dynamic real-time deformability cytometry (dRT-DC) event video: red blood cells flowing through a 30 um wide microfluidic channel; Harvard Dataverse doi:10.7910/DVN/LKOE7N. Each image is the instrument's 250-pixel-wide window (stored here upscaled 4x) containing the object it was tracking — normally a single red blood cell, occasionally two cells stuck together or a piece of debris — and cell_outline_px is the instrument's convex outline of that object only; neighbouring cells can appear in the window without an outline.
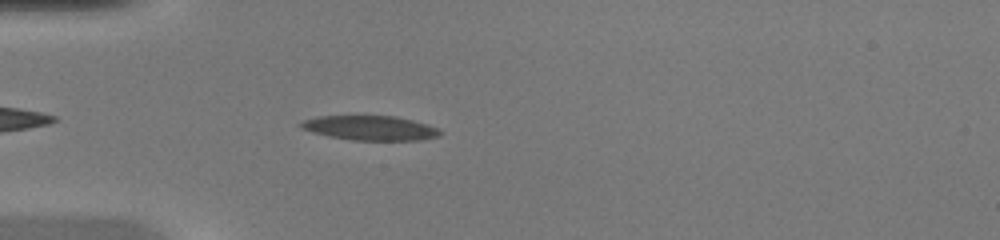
{"species": "common noctule bat (a hibernating species)", "species_latin": "Nyctalus noctula", "temperature_condition": "warm", "stored_images_in_passage": 38, "camera_frame_rate_fps": 3000, "um_per_image_px": 0.085, "animal": {"sex": "female", "body_mass_g": 20.0, "forearm_length_mm": 54.0}, "frame": {"image": 1, "passage_image": 4, "time_ms": 1.0, "image_size_px": [1000, 240], "cell_outline_px": [[444, 132], [440, 136], [420, 140], [352, 140], [328, 136], [312, 132], [300, 128], [296, 124], [304, 120], [316, 116], [396, 116], [428, 124], [440, 128]], "centroid_in_image_um": [31.48, 10.88], "position_along_channel_um": 53.5, "area_um2": 20.17}}
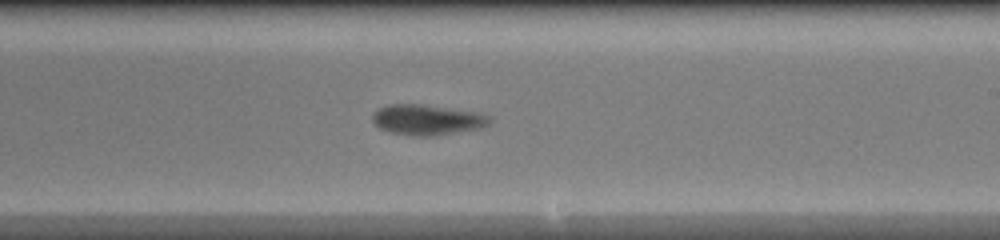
{"frame": {"image": 2, "passage_image": 19, "time_ms": 6.0, "image_size_px": [1000, 240], "cell_outline_px": [[492, 120], [484, 128], [432, 136], [412, 136], [392, 132], [380, 128], [372, 120], [372, 112], [388, 104], [420, 104], [484, 112]], "centroid_in_image_um": [36.36, 10.17], "position_along_channel_um": 252.6, "area_um2": 21.04}}
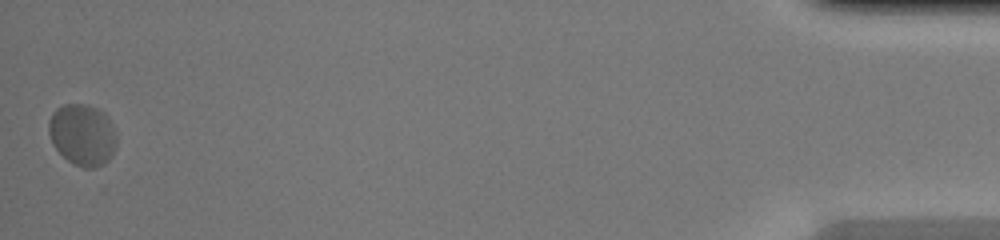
{"frame": {"image": 3, "passage_image": 38, "time_ms": 12.333, "image_size_px": [1000, 240], "cell_outline_px": [[116, 144], [112, 156], [104, 164], [92, 168], [84, 168], [72, 164], [52, 144], [48, 132], [48, 120], [52, 112], [56, 108], [64, 104], [84, 104], [96, 108], [104, 112], [108, 116], [116, 136]], "centroid_in_image_um": [6.99, 11.45], "position_along_channel_um": 428.2, "area_um2": 24.51}, "authors_computed_cell_mechanics": {"area_um2": 21.1548, "velocity_mm_per_s": 4.2095, "shape_relaxation_time_tau1_ms": null, "shape_relaxation_time_tau2_ms": 1.485, "deformation_change_tau1": null, "deformation_change_tau2": 0.0609}}